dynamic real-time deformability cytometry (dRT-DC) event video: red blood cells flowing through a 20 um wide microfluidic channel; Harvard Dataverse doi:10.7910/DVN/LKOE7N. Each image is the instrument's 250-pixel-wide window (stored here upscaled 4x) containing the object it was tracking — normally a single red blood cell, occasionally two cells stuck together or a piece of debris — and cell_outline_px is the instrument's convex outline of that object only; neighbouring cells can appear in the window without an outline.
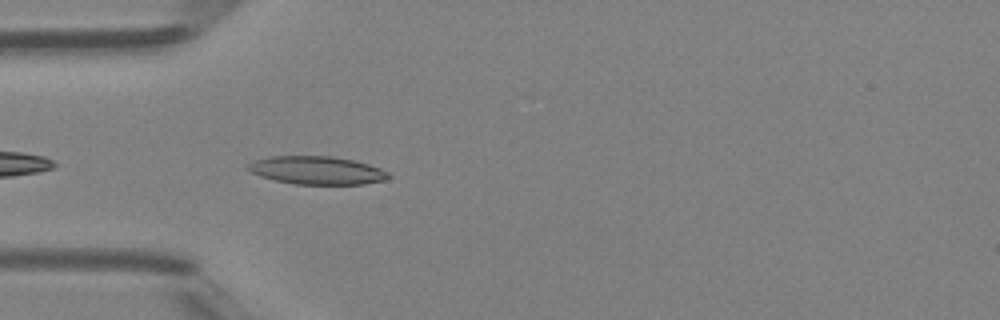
{"species": "Egyptian fruit bat (a non-hibernating species)", "species_latin": "Rousettus aegyptiacus", "temperature_condition": "room temperature", "stored_images_in_passage": 8, "camera_frame_rate_fps": 3000, "um_per_image_px": 0.085, "animal": {"sex": "female"}, "frame": {"image": 1, "passage_image": 1, "time_ms": 0.0, "image_size_px": [1000, 320], "cell_outline_px": [[392, 176], [384, 180], [364, 184], [292, 184], [260, 176], [244, 168], [248, 164], [256, 160], [272, 156], [332, 156], [356, 160], [380, 168], [388, 172]], "centroid_in_image_um": [26.95, 14.47], "position_along_channel_um": 58.0, "area_um2": 23.06}}
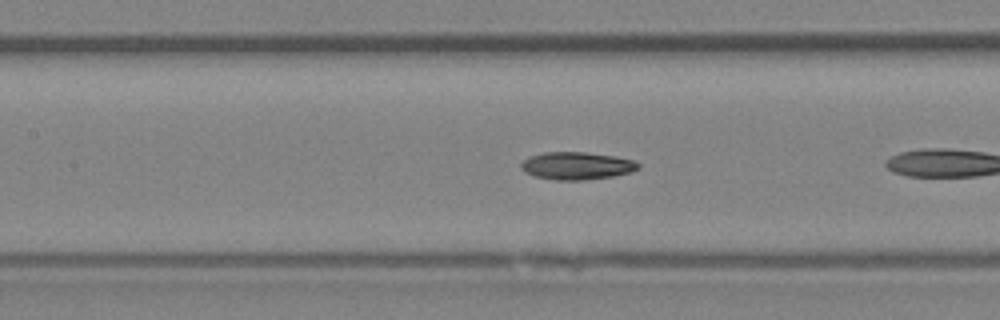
{"frame": {"image": 2, "passage_image": 6, "time_ms": 1.667, "image_size_px": [1000, 320], "cell_outline_px": [[640, 168], [632, 172], [612, 176], [580, 180], [556, 180], [536, 176], [524, 172], [520, 168], [520, 164], [528, 156], [544, 152], [584, 152], [616, 156], [632, 160], [640, 164]], "centroid_in_image_um": [49.01, 14.08], "position_along_channel_um": 158.4, "area_um2": 18.84}}